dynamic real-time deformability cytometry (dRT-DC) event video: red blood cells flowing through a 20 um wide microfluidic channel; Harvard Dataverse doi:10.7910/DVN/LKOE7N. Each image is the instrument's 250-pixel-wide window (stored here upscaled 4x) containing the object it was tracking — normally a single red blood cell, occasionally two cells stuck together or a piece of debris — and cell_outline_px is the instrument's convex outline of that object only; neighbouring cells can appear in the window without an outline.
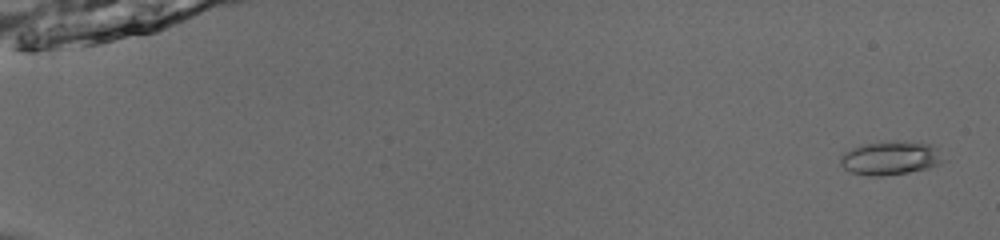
{"species": "common noctule bat (a hibernating species)", "species_latin": "Nyctalus noctula", "temperature_condition": "room temperature", "stored_images_in_passage": 54, "camera_frame_rate_fps": 3000, "um_per_image_px": 0.085, "animal": {"sex": "male", "body_mass_g": 13.0, "forearm_length_mm": 53.1}, "frame": {"image": 1, "passage_image": 3, "time_ms": 0.667, "image_size_px": [1000, 240], "cell_outline_px": [[948, 160], [928, 168], [908, 172], [880, 176], [868, 176], [852, 172], [844, 168], [840, 164], [840, 156], [844, 152], [860, 144], [892, 140], [900, 140], [928, 144], [936, 148]], "centroid_in_image_um": [75.69, 13.42], "position_along_channel_um": 9.3, "area_um2": 20.46}}
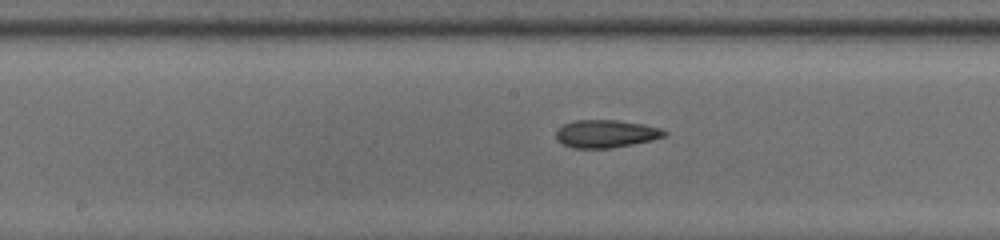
{"frame": {"image": 2, "passage_image": 31, "time_ms": 10.0, "image_size_px": [1000, 240], "cell_outline_px": [[668, 136], [652, 140], [612, 148], [572, 148], [560, 144], [556, 140], [556, 132], [564, 124], [576, 120], [616, 120], [644, 124], [660, 128], [668, 132]], "centroid_in_image_um": [51.52, 11.38], "position_along_channel_um": 196.7, "area_um2": 17.69}}
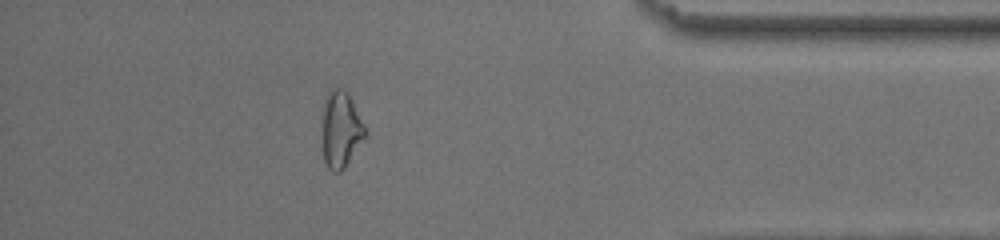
{"frame": {"image": 3, "passage_image": 49, "time_ms": 16.0, "image_size_px": [1000, 240], "cell_outline_px": [[364, 136], [344, 168], [340, 172], [332, 172], [328, 168], [324, 160], [320, 132], [320, 116], [324, 100], [328, 92], [332, 88], [344, 88], [348, 92], [364, 124]], "centroid_in_image_um": [28.88, 10.96], "position_along_channel_um": 406.3, "area_um2": 19.48}, "authors_computed_cell_mechanics": {"area_um2": 18.2937, "velocity_mm_per_s": 3.9289, "shape_relaxation_time_tau1_ms": null, "shape_relaxation_time_tau2_ms": 2.1832, "deformation_change_tau1": null, "deformation_change_tau2": 0.1024}}